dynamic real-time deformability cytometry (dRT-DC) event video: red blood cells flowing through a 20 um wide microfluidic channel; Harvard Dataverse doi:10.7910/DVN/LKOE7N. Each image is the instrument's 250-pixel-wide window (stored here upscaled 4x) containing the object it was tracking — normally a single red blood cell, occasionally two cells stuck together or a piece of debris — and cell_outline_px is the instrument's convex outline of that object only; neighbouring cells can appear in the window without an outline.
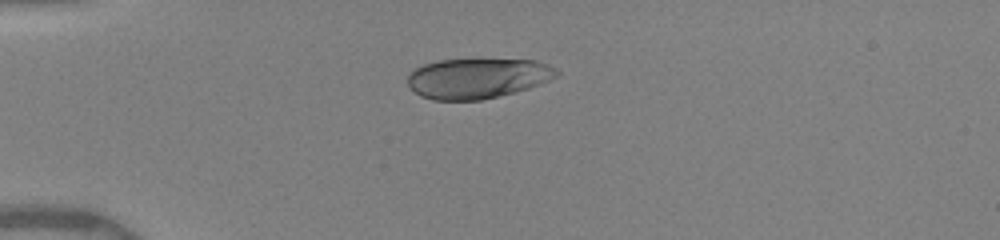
{"species": "human", "species_latin": "Homo sapiens", "temperature_condition": "warm", "stored_images_in_passage": 10, "camera_frame_rate_fps": 3000, "um_per_image_px": 0.085, "donor": {"sex": "female"}, "frame": {"image": 1, "passage_image": 1, "time_ms": 0.0, "image_size_px": [1000, 240], "cell_outline_px": [[560, 72], [556, 76], [540, 84], [516, 92], [480, 100], [432, 100], [420, 96], [408, 84], [408, 76], [416, 68], [424, 64], [440, 60], [536, 60], [548, 64], [556, 68]], "centroid_in_image_um": [40.6, 6.66], "position_along_channel_um": 44.4, "area_um2": 34.62}}
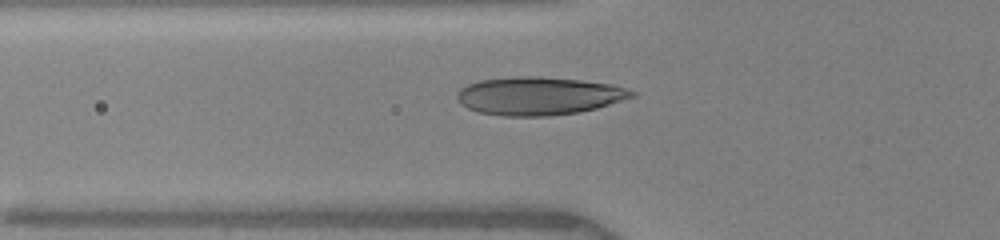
{"frame": {"image": 2, "passage_image": 6, "time_ms": 1.667, "image_size_px": [1000, 240], "cell_outline_px": [[636, 96], [596, 108], [580, 112], [548, 116], [500, 116], [480, 112], [468, 108], [456, 96], [456, 92], [460, 88], [468, 84], [480, 80], [516, 76], [536, 76], [580, 80], [612, 84], [636, 92]], "centroid_in_image_um": [45.8, 8.15], "position_along_channel_um": 80.0, "area_um2": 38.67}}
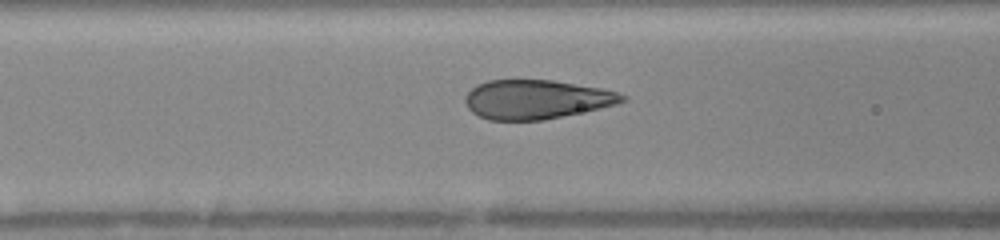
{"frame": {"image": 3, "passage_image": 9, "time_ms": 2.667, "image_size_px": [1000, 240], "cell_outline_px": [[628, 100], [616, 104], [600, 108], [544, 120], [488, 120], [472, 112], [468, 108], [464, 100], [464, 96], [476, 84], [488, 80], [552, 80], [600, 88], [616, 92], [628, 96]], "centroid_in_image_um": [45.57, 8.45], "position_along_channel_um": 121.0, "area_um2": 35.78}}